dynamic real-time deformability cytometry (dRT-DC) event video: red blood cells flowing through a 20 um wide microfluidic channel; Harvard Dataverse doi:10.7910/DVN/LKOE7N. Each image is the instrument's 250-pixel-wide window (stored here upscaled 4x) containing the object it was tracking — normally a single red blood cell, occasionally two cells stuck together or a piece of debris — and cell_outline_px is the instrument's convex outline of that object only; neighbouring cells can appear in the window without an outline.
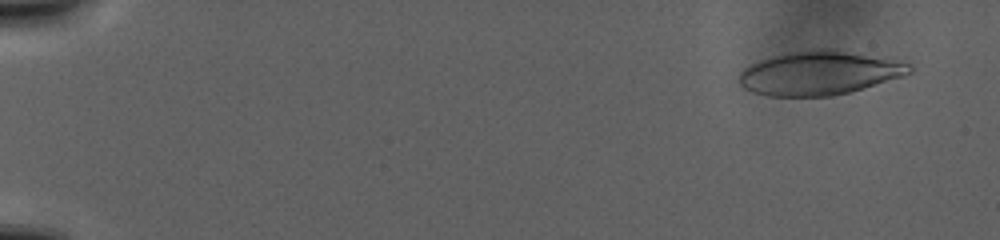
{"species": "human", "species_latin": "Homo sapiens", "temperature_condition": "warm", "stored_images_in_passage": 56, "camera_frame_rate_fps": 3000, "um_per_image_px": 0.085, "donor": {"sex": "male"}, "frame": {"image": 1, "passage_image": 7, "time_ms": 2.333, "image_size_px": [1000, 240], "cell_outline_px": [[912, 72], [904, 76], [848, 92], [832, 96], [768, 96], [752, 92], [744, 88], [740, 84], [740, 72], [748, 64], [772, 56], [788, 52], [820, 48], [828, 48], [908, 64], [912, 68]], "centroid_in_image_um": [69.55, 6.22], "position_along_channel_um": 15.5, "area_um2": 42.89}}
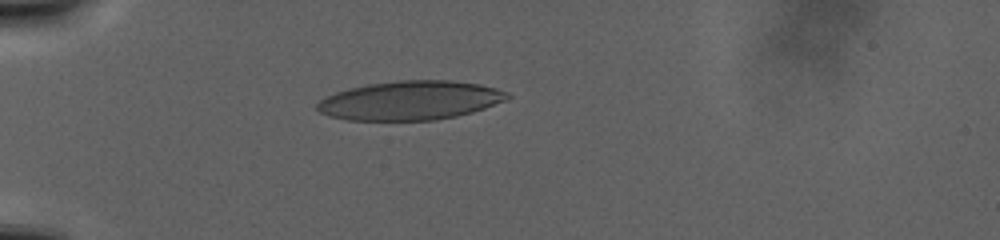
{"frame": {"image": 2, "passage_image": 47, "time_ms": 12.0, "image_size_px": [1000, 240], "cell_outline_px": [[512, 96], [508, 100], [472, 112], [456, 116], [432, 120], [348, 120], [328, 116], [320, 112], [316, 108], [316, 104], [324, 96], [336, 92], [368, 84], [396, 80], [452, 80], [480, 84], [496, 88], [508, 92]], "centroid_in_image_um": [34.88, 8.53], "position_along_channel_um": 50.1, "area_um2": 43.41}}